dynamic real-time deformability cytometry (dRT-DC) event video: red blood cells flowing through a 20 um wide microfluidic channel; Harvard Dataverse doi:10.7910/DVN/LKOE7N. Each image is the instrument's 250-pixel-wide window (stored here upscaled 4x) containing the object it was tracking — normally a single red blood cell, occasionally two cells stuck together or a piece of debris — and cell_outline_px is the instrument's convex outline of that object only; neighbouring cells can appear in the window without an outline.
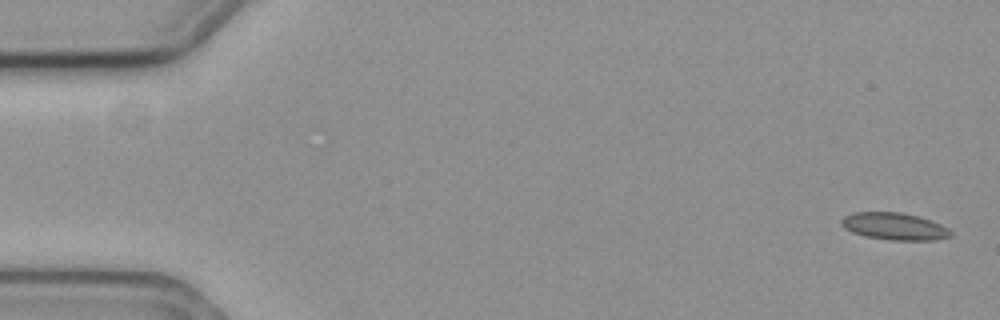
{"species": "common noctule bat (a hibernating species)", "species_latin": "Nyctalus noctula", "temperature_condition": "cold", "stored_images_in_passage": 15, "camera_frame_rate_fps": 3000, "um_per_image_px": 0.085, "animal": {"sex": "female", "body_mass_g": 19.3, "forearm_length_mm": 54.1}, "frame": {"image": 1, "passage_image": 1, "time_ms": 0.0, "image_size_px": [1000, 320], "cell_outline_px": [[952, 236], [936, 240], [892, 240], [864, 236], [852, 232], [844, 228], [840, 224], [840, 220], [844, 216], [852, 212], [900, 212], [916, 216], [940, 224], [948, 228], [952, 232]], "centroid_in_image_um": [75.99, 19.24], "position_along_channel_um": 9.0, "area_um2": 17.28}}
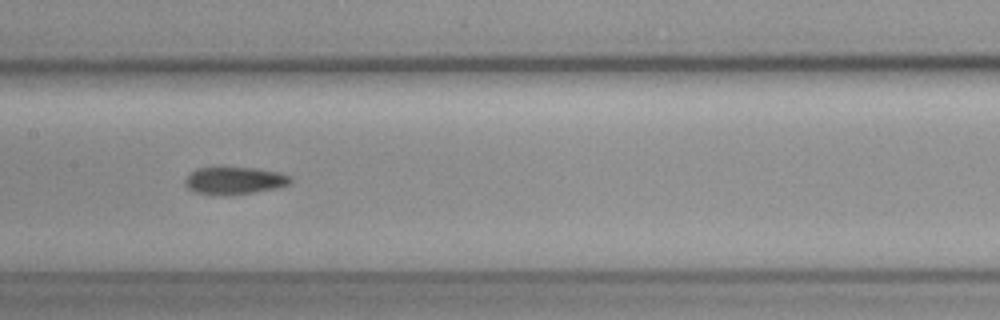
{"frame": {"image": 2, "passage_image": 8, "time_ms": 2.333, "image_size_px": [1000, 320], "cell_outline_px": [[292, 180], [288, 184], [276, 188], [228, 196], [216, 196], [192, 192], [184, 184], [184, 180], [196, 168], [252, 168], [280, 172], [292, 176]], "centroid_in_image_um": [19.9, 15.37], "position_along_channel_um": 187.5, "area_um2": 16.94}}
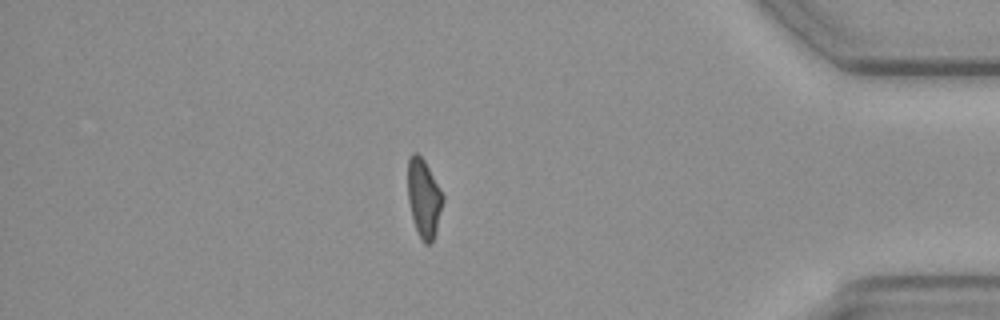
{"frame": {"image": 3, "passage_image": 14, "time_ms": 4.333, "image_size_px": [1000, 320], "cell_outline_px": [[444, 200], [436, 232], [432, 244], [424, 244], [420, 240], [412, 220], [408, 200], [408, 160], [412, 152], [416, 152], [424, 160], [440, 188], [444, 196]], "centroid_in_image_um": [36.02, 16.9], "position_along_channel_um": 399.2, "area_um2": 16.24}}